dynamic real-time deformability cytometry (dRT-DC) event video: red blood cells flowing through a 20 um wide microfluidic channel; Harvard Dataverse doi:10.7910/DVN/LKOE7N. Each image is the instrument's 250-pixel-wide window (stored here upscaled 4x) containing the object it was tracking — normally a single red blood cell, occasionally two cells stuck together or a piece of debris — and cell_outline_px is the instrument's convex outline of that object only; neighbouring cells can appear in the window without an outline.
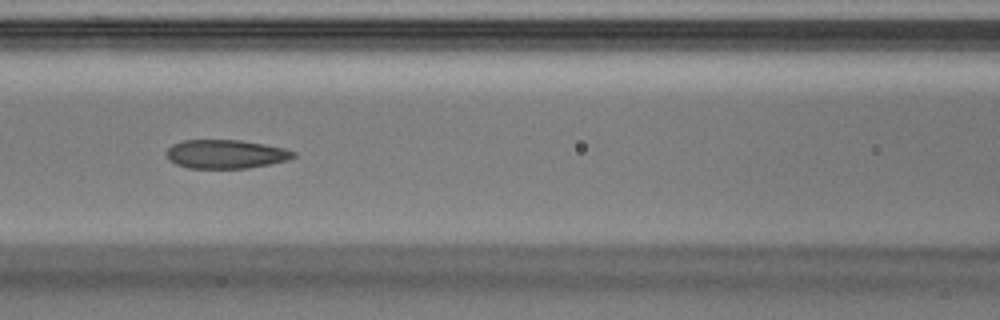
{"species": "Egyptian fruit bat (a non-hibernating species)", "species_latin": "Rousettus aegyptiacus", "temperature_condition": "warm", "stored_images_in_passage": 27, "camera_frame_rate_fps": 3000, "um_per_image_px": 0.085, "animal": {"sex": "male"}, "frame": {"image": 1, "passage_image": 5, "time_ms": 1.333, "image_size_px": [1000, 320], "cell_outline_px": [[296, 156], [288, 160], [248, 168], [188, 168], [176, 164], [168, 160], [168, 148], [172, 144], [184, 140], [240, 140], [264, 144], [284, 148], [296, 152]], "centroid_in_image_um": [19.2, 13.1], "position_along_channel_um": 147.4, "area_um2": 21.21}}
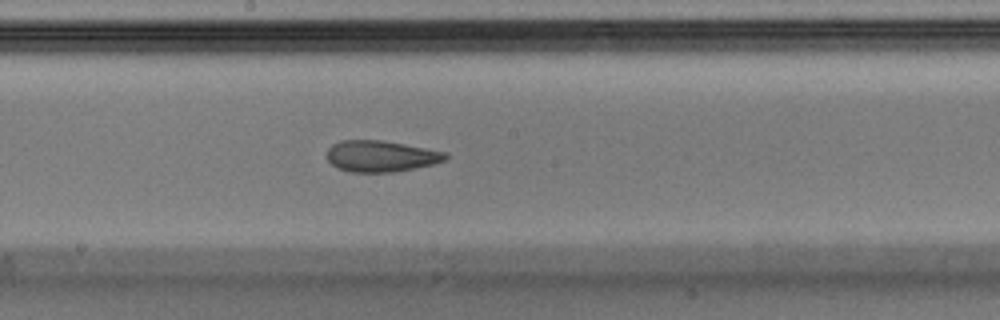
{"frame": {"image": 2, "passage_image": 9, "time_ms": 2.667, "image_size_px": [1000, 320], "cell_outline_px": [[448, 160], [416, 168], [396, 172], [352, 172], [340, 168], [332, 164], [328, 160], [328, 148], [332, 144], [340, 140], [384, 140], [448, 152]], "centroid_in_image_um": [32.43, 13.26], "position_along_channel_um": 215.8, "area_um2": 21.73}}
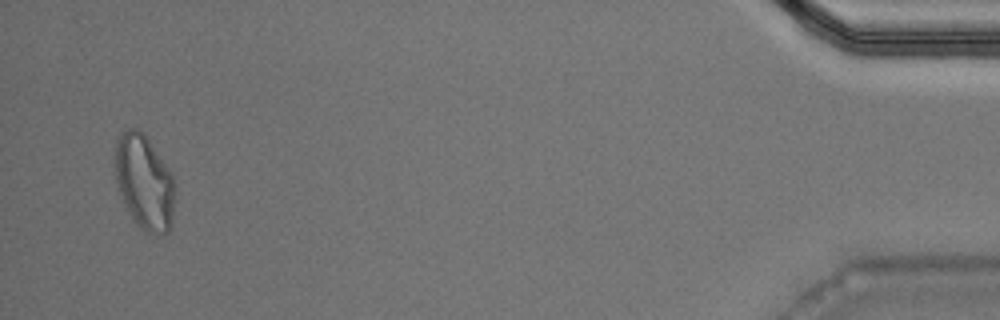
{"frame": {"image": 3, "passage_image": 26, "time_ms": 8.333, "image_size_px": [1000, 320], "cell_outline_px": [[172, 224], [168, 232], [148, 232], [140, 228], [136, 224], [120, 192], [116, 180], [112, 164], [112, 160], [116, 140], [120, 132], [128, 128], [136, 128], [148, 140], [172, 176]], "centroid_in_image_um": [12.18, 15.43], "position_along_channel_um": 423.0, "area_um2": 32.14}}